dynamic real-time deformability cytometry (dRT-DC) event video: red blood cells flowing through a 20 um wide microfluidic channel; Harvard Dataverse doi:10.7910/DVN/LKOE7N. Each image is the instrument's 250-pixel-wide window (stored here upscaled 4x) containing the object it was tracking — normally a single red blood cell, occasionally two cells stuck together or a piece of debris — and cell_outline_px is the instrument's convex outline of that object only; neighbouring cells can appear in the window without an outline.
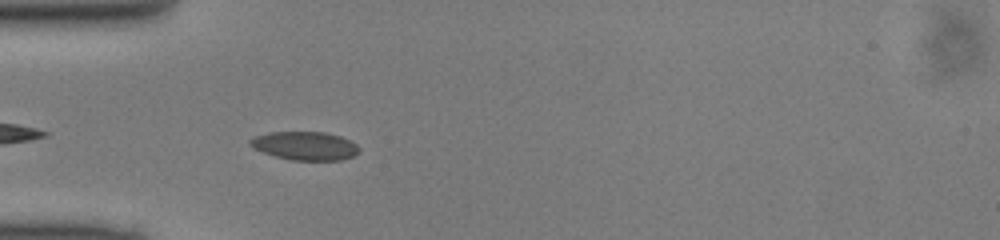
{"species": "common noctule bat (a hibernating species)", "species_latin": "Nyctalus noctula", "temperature_condition": "cold", "stored_images_in_passage": 12, "camera_frame_rate_fps": 3000, "um_per_image_px": 0.085, "animal": {"sex": "male", "body_mass_g": 13.0, "forearm_length_mm": 53.1}, "frame": {"image": 1, "passage_image": 3, "time_ms": 0.667, "image_size_px": [1000, 240], "cell_outline_px": [[360, 152], [352, 156], [340, 160], [292, 160], [276, 156], [264, 152], [248, 144], [248, 140], [252, 136], [268, 132], [324, 132], [340, 136], [356, 144], [360, 148]], "centroid_in_image_um": [25.91, 12.38], "position_along_channel_um": 59.1, "area_um2": 18.03}}
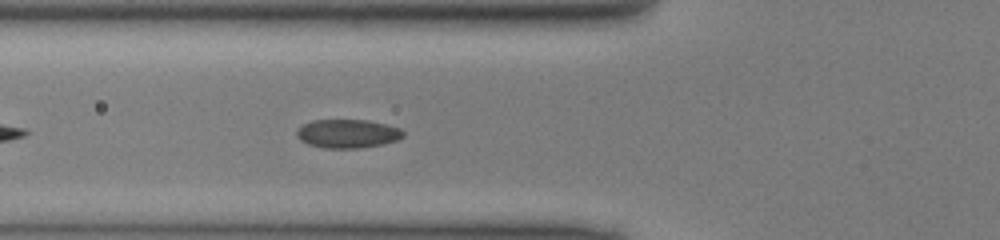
{"frame": {"image": 2, "passage_image": 6, "time_ms": 1.667, "image_size_px": [1000, 240], "cell_outline_px": [[404, 136], [396, 140], [384, 144], [360, 148], [324, 148], [308, 144], [300, 140], [296, 136], [296, 132], [304, 124], [312, 120], [368, 120], [388, 124], [400, 128], [404, 132]], "centroid_in_image_um": [29.57, 11.36], "position_along_channel_um": 96.2, "area_um2": 17.86}}